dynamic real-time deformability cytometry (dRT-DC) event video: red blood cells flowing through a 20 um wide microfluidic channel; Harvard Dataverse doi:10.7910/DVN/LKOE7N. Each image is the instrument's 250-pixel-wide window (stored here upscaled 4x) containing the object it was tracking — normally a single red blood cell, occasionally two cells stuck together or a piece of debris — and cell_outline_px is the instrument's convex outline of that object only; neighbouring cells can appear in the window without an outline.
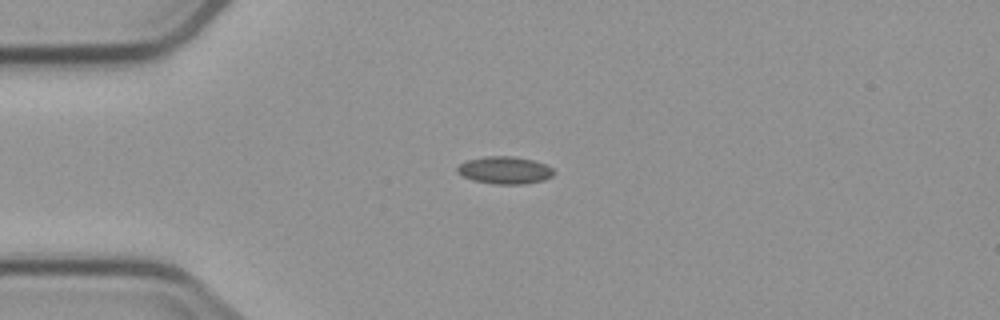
{"species": "common noctule bat (a hibernating species)", "species_latin": "Nyctalus noctula", "temperature_condition": "cold", "stored_images_in_passage": 2, "camera_frame_rate_fps": 3000, "um_per_image_px": 0.085, "animal": {"sex": "male", "body_mass_g": 23.1, "forearm_length_mm": 52.7}, "frame": {"image": 1, "passage_image": 1, "time_ms": 0.0, "image_size_px": [1000, 320], "cell_outline_px": [[556, 172], [552, 176], [544, 180], [524, 184], [496, 184], [476, 180], [464, 176], [456, 172], [456, 168], [460, 164], [468, 160], [488, 156], [512, 156], [532, 160], [544, 164], [552, 168]], "centroid_in_image_um": [42.93, 14.47], "position_along_channel_um": 42.1, "area_um2": 15.2}}